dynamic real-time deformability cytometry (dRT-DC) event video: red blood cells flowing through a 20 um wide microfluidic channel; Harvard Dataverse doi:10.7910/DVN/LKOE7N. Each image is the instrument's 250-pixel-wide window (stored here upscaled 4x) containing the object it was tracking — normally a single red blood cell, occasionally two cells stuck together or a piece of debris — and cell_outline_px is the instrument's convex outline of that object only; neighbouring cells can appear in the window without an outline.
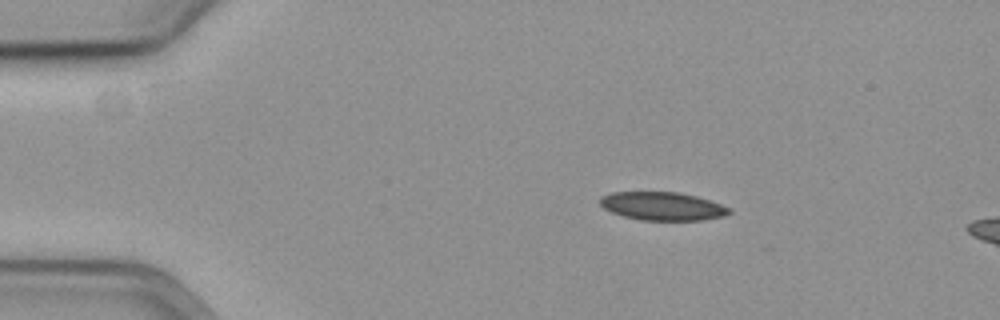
{"species": "common noctule bat (a hibernating species)", "species_latin": "Nyctalus noctula", "temperature_condition": "cold", "stored_images_in_passage": 16, "camera_frame_rate_fps": 3000, "um_per_image_px": 0.085, "animal": {"sex": "female", "body_mass_g": 19.3, "forearm_length_mm": 54.1}, "frame": {"image": 1, "passage_image": 10, "time_ms": 3.0, "image_size_px": [1000, 320], "cell_outline_px": [[732, 212], [724, 216], [704, 220], [640, 220], [624, 216], [612, 212], [604, 208], [600, 204], [600, 196], [612, 192], [676, 192], [696, 196], [720, 204], [728, 208]], "centroid_in_image_um": [56.29, 17.52], "position_along_channel_um": 28.7, "area_um2": 21.15}}